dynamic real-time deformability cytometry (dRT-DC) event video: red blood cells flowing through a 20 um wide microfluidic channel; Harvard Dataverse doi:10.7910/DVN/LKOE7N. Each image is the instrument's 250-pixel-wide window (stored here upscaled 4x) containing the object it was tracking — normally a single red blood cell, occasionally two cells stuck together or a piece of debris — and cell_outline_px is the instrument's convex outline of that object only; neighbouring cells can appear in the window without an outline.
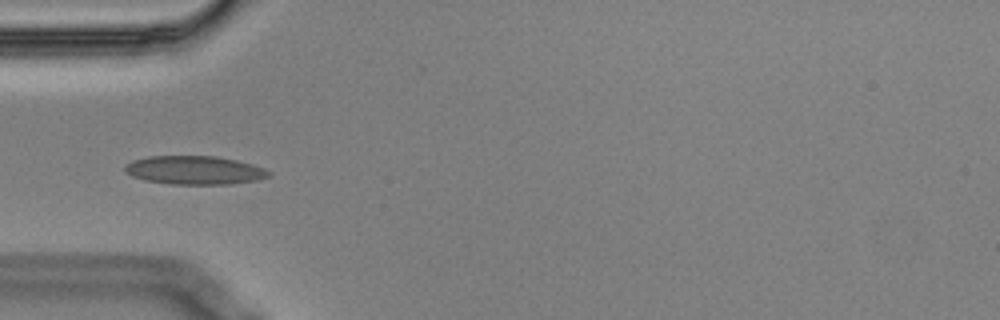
{"species": "Egyptian fruit bat (a non-hibernating species)", "species_latin": "Rousettus aegyptiacus", "temperature_condition": "cold", "stored_images_in_passage": 13, "camera_frame_rate_fps": 3000, "um_per_image_px": 0.085, "animal": {"sex": "male"}, "frame": {"image": 1, "passage_image": 3, "time_ms": 0.667, "image_size_px": [1000, 320], "cell_outline_px": [[272, 176], [256, 180], [232, 184], [172, 184], [144, 180], [132, 176], [124, 172], [124, 164], [132, 160], [148, 156], [216, 156], [236, 160], [252, 164], [264, 168], [272, 172]], "centroid_in_image_um": [16.53, 14.46], "position_along_channel_um": 68.5, "area_um2": 24.16}}
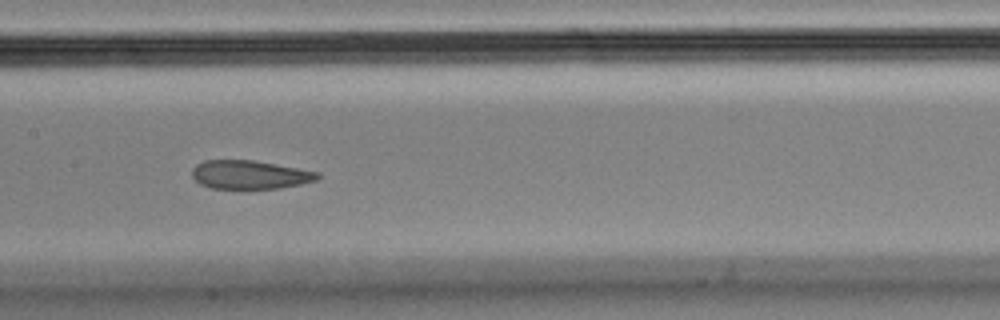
{"frame": {"image": 2, "passage_image": 6, "time_ms": 1.667, "image_size_px": [1000, 320], "cell_outline_px": [[320, 176], [316, 180], [300, 184], [280, 188], [212, 188], [200, 184], [192, 176], [192, 168], [196, 164], [204, 160], [252, 160], [320, 172]], "centroid_in_image_um": [21.22, 14.84], "position_along_channel_um": 186.2, "area_um2": 20.75}}
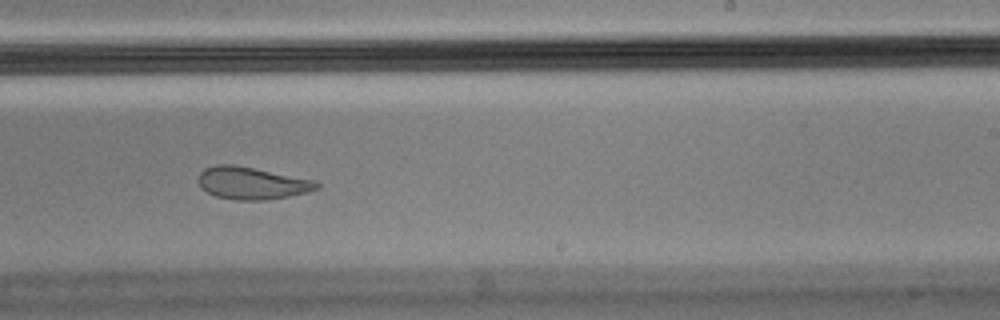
{"frame": {"image": 3, "passage_image": 8, "time_ms": 2.333, "image_size_px": [1000, 320], "cell_outline_px": [[320, 188], [308, 192], [288, 196], [264, 200], [236, 200], [216, 196], [200, 188], [196, 180], [200, 172], [204, 168], [216, 164], [232, 164], [316, 180], [320, 184]], "centroid_in_image_um": [21.38, 15.56], "position_along_channel_um": 267.6, "area_um2": 22.43}}